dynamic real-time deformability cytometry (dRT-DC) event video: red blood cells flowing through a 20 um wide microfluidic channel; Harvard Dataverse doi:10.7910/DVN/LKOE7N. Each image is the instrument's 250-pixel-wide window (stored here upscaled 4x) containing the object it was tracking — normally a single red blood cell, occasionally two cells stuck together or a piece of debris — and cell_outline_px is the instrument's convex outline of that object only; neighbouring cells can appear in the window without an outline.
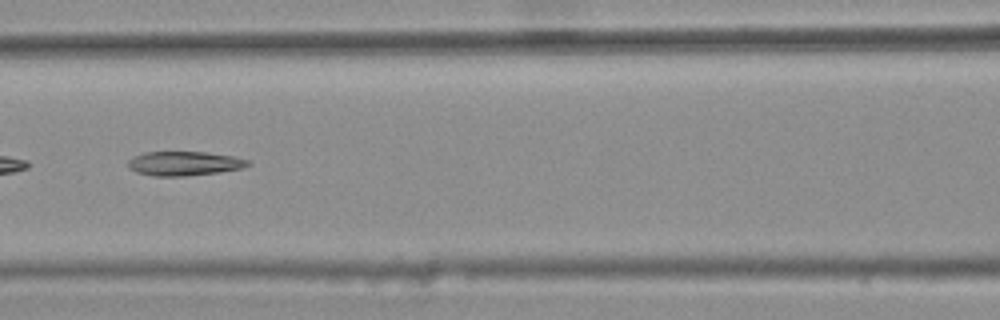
{"species": "common noctule bat (a hibernating species)", "species_latin": "Nyctalus noctula", "temperature_condition": "warm", "stored_images_in_passage": 8, "camera_frame_rate_fps": 3000, "um_per_image_px": 0.085, "animal": {"sex": "female", "body_mass_g": 25.1}, "frame": {"image": 1, "passage_image": 6, "time_ms": 1.667, "image_size_px": [1000, 320], "cell_outline_px": [[252, 164], [244, 168], [220, 172], [188, 176], [152, 176], [136, 172], [128, 168], [128, 160], [132, 156], [144, 152], [204, 152], [232, 156], [248, 160]], "centroid_in_image_um": [15.64, 13.9], "position_along_channel_um": 151.0, "area_um2": 17.11}}
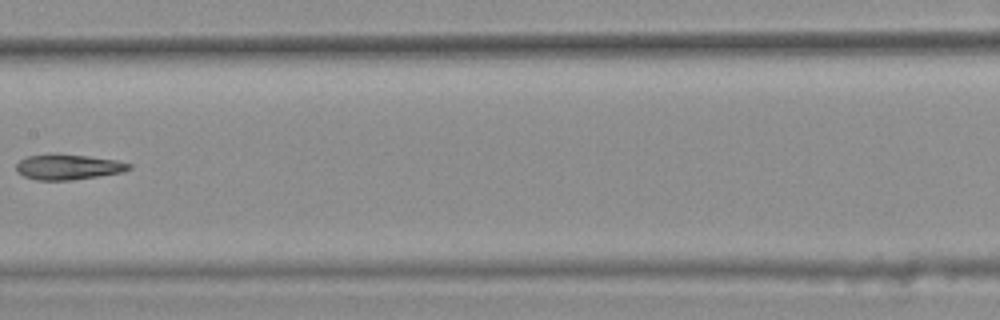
{"frame": {"image": 2, "passage_image": 7, "time_ms": 2.0, "image_size_px": [1000, 320], "cell_outline_px": [[132, 168], [120, 172], [72, 180], [36, 180], [24, 176], [16, 172], [16, 164], [20, 160], [28, 156], [88, 156], [116, 160], [132, 164]], "centroid_in_image_um": [5.79, 14.22], "position_along_channel_um": 201.6, "area_um2": 15.95}}
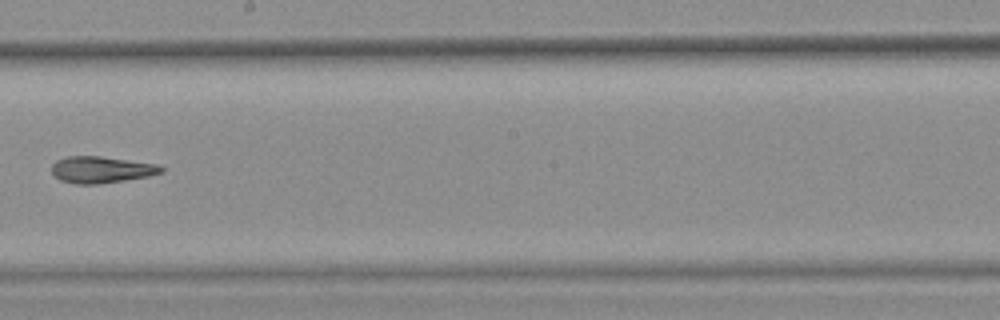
{"frame": {"image": 3, "passage_image": 8, "time_ms": 2.333, "image_size_px": [1000, 320], "cell_outline_px": [[164, 172], [148, 176], [124, 180], [96, 184], [76, 184], [60, 180], [52, 172], [52, 164], [56, 160], [68, 156], [100, 156], [156, 164], [164, 168]], "centroid_in_image_um": [8.6, 14.42], "position_along_channel_um": 239.6, "area_um2": 16.82}}